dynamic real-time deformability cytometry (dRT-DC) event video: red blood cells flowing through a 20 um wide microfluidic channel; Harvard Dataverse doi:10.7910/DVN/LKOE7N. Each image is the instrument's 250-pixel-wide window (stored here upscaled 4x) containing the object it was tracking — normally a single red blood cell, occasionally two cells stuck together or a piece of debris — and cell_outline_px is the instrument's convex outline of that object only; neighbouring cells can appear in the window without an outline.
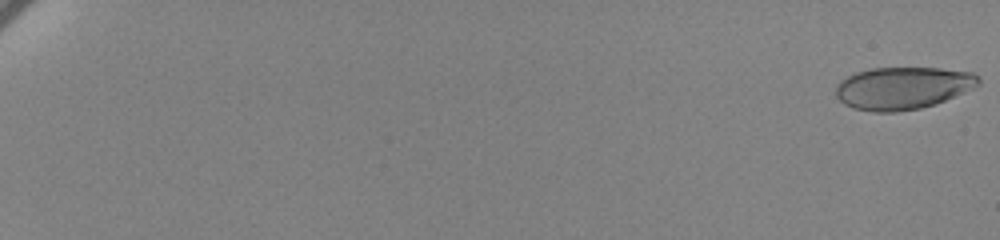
{"species": "human", "species_latin": "Homo sapiens", "temperature_condition": "cold", "stored_images_in_passage": 63, "camera_frame_rate_fps": 3000, "um_per_image_px": 0.085, "donor": {"sex": "female"}, "frame": {"image": 1, "passage_image": 1, "time_ms": 0.0, "image_size_px": [1000, 240], "cell_outline_px": [[980, 84], [972, 88], [936, 104], [920, 108], [896, 112], [872, 112], [852, 108], [844, 104], [836, 96], [836, 84], [840, 80], [856, 72], [872, 68], [940, 68], [972, 72], [980, 76]], "centroid_in_image_um": [76.72, 7.48], "position_along_channel_um": 8.3, "area_um2": 35.37}}
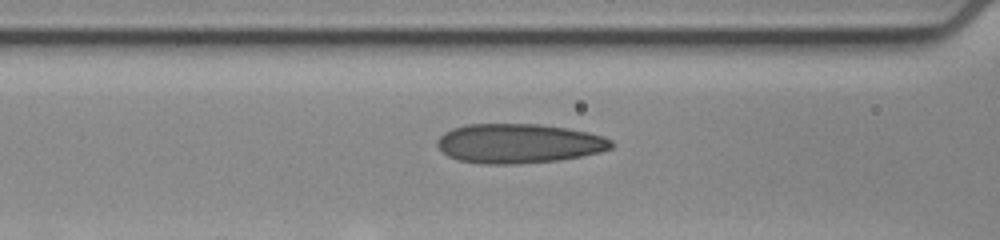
{"frame": {"image": 2, "passage_image": 31, "time_ms": 10.0, "image_size_px": [1000, 240], "cell_outline_px": [[612, 148], [600, 152], [560, 160], [516, 164], [480, 164], [456, 160], [448, 156], [436, 144], [436, 140], [444, 132], [452, 128], [468, 124], [540, 124], [568, 128], [588, 132], [604, 136], [612, 140]], "centroid_in_image_um": [44.08, 12.19], "position_along_channel_um": 122.5, "area_um2": 40.29}}
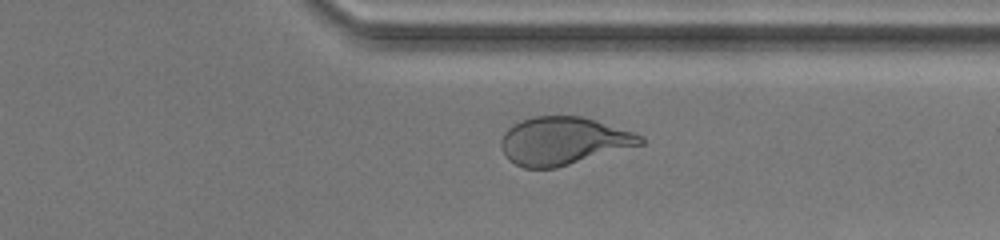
{"frame": {"image": 3, "passage_image": 52, "time_ms": 17.0, "image_size_px": [1000, 240], "cell_outline_px": [[644, 144], [556, 168], [524, 168], [508, 160], [500, 144], [504, 132], [508, 128], [532, 116], [584, 116], [644, 136]], "centroid_in_image_um": [47.89, 11.98], "position_along_channel_um": 363.5, "area_um2": 38.67}, "authors_computed_cell_mechanics": {"area_um2": 38.148, "velocity_mm_per_s": 3.4474, "shape_relaxation_time_tau1_ms": 8.8745, "shape_relaxation_time_tau2_ms": 1.0636, "deformation_change_tau1": 0.242, "deformation_change_tau2": 0.0968}}